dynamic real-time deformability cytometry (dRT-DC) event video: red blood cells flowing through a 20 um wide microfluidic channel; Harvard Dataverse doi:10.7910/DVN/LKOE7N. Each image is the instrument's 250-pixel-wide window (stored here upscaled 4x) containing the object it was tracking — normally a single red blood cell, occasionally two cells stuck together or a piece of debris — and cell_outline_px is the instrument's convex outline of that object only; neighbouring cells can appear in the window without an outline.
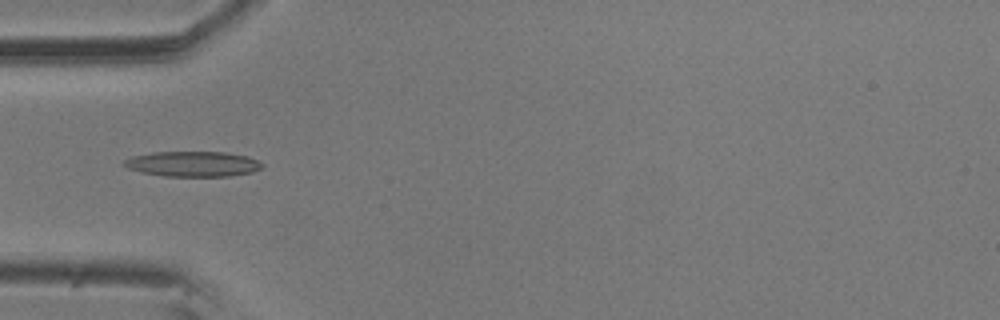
{"species": "common noctule bat (a hibernating species)", "species_latin": "Nyctalus noctula", "temperature_condition": "room temperature", "stored_images_in_passage": 42, "camera_frame_rate_fps": 3000, "um_per_image_px": 0.085, "animal": {"sex": "male", "body_mass_g": 20.5, "forearm_length_mm": 52.5}, "frame": {"image": 1, "passage_image": 3, "time_ms": 0.667, "image_size_px": [1000, 320], "cell_outline_px": [[264, 164], [260, 168], [252, 172], [228, 176], [164, 176], [140, 172], [128, 168], [120, 164], [124, 160], [132, 156], [152, 152], [224, 152], [248, 156]], "centroid_in_image_um": [16.34, 13.93], "position_along_channel_um": 68.7, "area_um2": 20.35}}
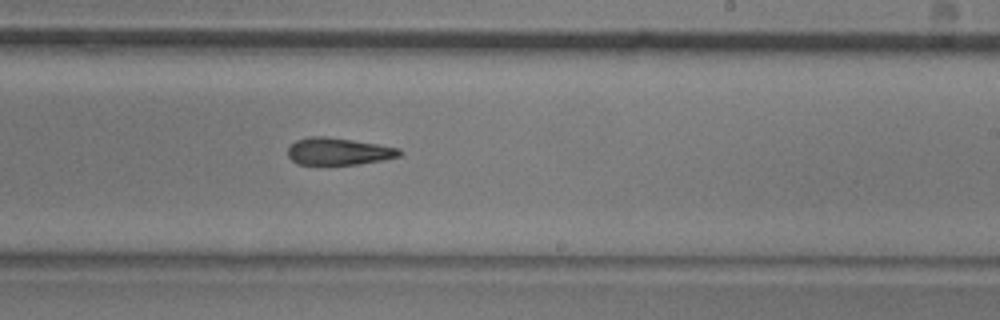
{"frame": {"image": 2, "passage_image": 19, "time_ms": 6.0, "image_size_px": [1000, 320], "cell_outline_px": [[404, 152], [400, 156], [384, 160], [356, 164], [296, 164], [288, 156], [288, 148], [296, 140], [312, 136], [324, 136], [352, 140], [400, 148]], "centroid_in_image_um": [28.79, 12.87], "position_along_channel_um": 260.2, "area_um2": 17.57}}
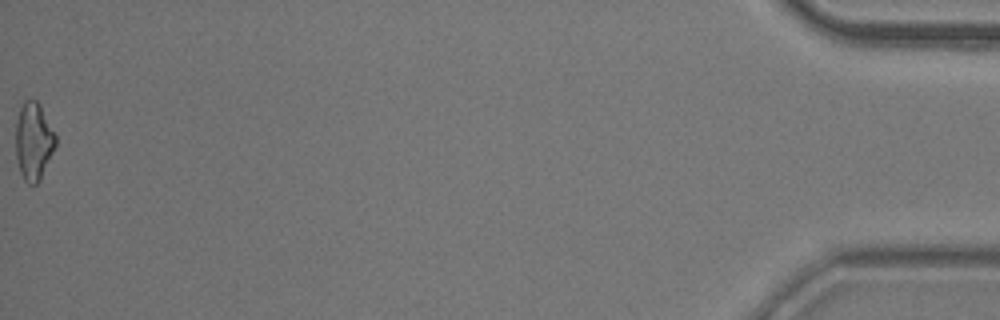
{"frame": {"image": 3, "passage_image": 42, "time_ms": 13.667, "image_size_px": [1000, 320], "cell_outline_px": [[56, 144], [40, 180], [36, 184], [28, 184], [24, 180], [20, 172], [16, 160], [16, 120], [20, 108], [24, 100], [36, 100], [40, 104], [56, 136]], "centroid_in_image_um": [2.84, 12.01], "position_along_channel_um": 432.4, "area_um2": 17.98}, "authors_computed_cell_mechanics": {"area_um2": 18.2359, "velocity_mm_per_s": 3.5732, "shape_relaxation_time_tau1_ms": 9.0656, "shape_relaxation_time_tau2_ms": 6.7381, "deformation_change_tau1": 0.2097, "deformation_change_tau2": 0.1823}}